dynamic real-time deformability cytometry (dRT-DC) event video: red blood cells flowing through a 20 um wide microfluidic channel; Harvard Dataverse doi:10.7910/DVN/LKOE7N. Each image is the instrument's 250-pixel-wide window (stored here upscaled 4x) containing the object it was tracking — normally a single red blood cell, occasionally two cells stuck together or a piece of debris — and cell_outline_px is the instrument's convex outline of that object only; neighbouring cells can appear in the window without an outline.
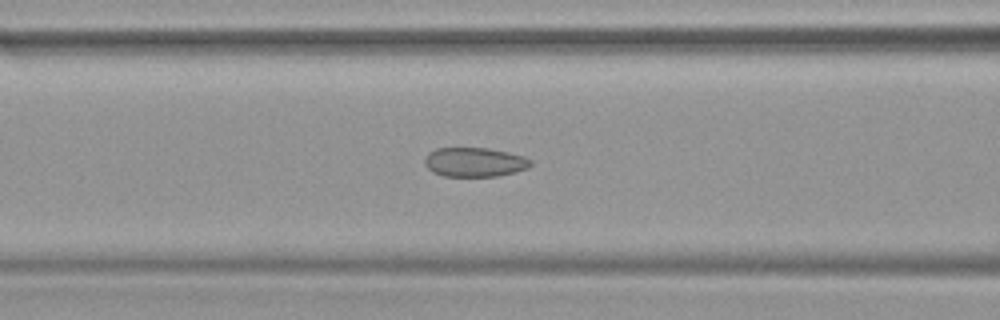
{"species": "common noctule bat (a hibernating species)", "species_latin": "Nyctalus noctula", "temperature_condition": "warm", "stored_images_in_passage": 48, "camera_frame_rate_fps": 3000, "um_per_image_px": 0.085, "animal": {"sex": "female", "body_mass_g": 19.9}, "frame": {"image": 1, "passage_image": 20, "time_ms": 6.333, "image_size_px": [1000, 320], "cell_outline_px": [[528, 164], [524, 168], [512, 172], [492, 176], [448, 176], [436, 172], [428, 164], [428, 156], [432, 152], [440, 148], [484, 148], [504, 152], [520, 156], [528, 160]], "centroid_in_image_um": [40.33, 13.78], "position_along_channel_um": 126.3, "area_um2": 16.65}}
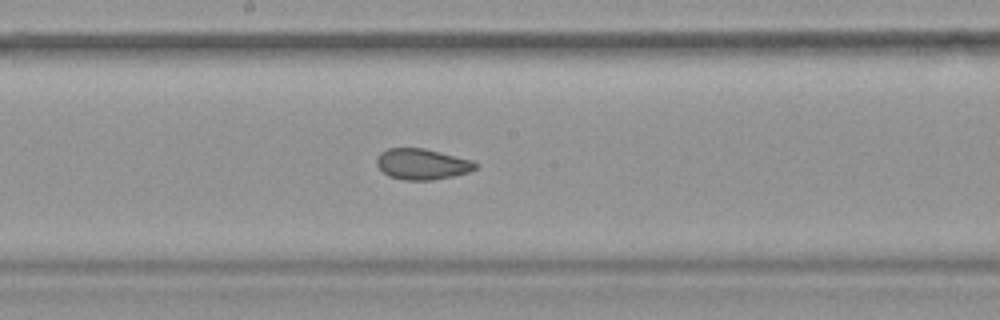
{"frame": {"image": 2, "passage_image": 26, "time_ms": 8.333, "image_size_px": [1000, 320], "cell_outline_px": [[476, 168], [464, 172], [448, 176], [424, 180], [412, 180], [392, 176], [384, 172], [380, 168], [380, 156], [384, 152], [392, 148], [420, 148], [468, 160], [476, 164]], "centroid_in_image_um": [35.87, 13.94], "position_along_channel_um": 212.3, "area_um2": 16.18}}
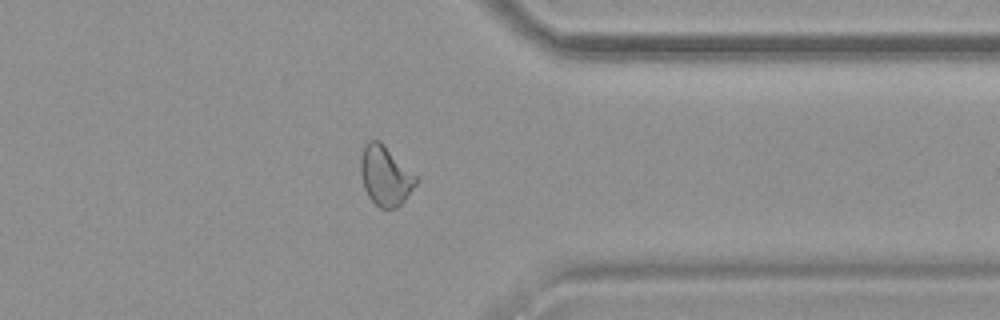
{"frame": {"image": 3, "passage_image": 38, "time_ms": 12.333, "image_size_px": [1000, 320], "cell_outline_px": [[416, 184], [392, 208], [384, 208], [376, 204], [372, 200], [364, 184], [364, 148], [372, 140], [376, 140], [416, 176]], "centroid_in_image_um": [32.78, 14.97], "position_along_channel_um": 378.6, "area_um2": 16.82}}